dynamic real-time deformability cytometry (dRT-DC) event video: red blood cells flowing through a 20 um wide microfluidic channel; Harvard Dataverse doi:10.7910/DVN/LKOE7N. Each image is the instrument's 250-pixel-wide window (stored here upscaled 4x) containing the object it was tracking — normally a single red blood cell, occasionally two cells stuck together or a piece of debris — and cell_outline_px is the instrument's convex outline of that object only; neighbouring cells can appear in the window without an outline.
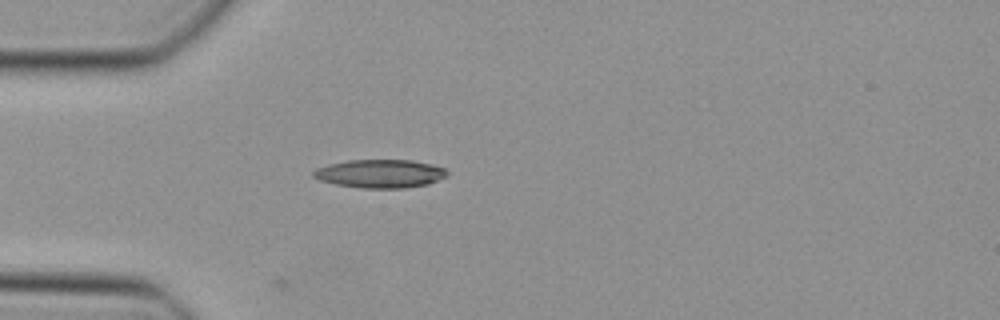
{"species": "Egyptian fruit bat (a non-hibernating species)", "species_latin": "Rousettus aegyptiacus", "temperature_condition": "cold", "stored_images_in_passage": 29, "camera_frame_rate_fps": 3000, "um_per_image_px": 0.085, "animal": {"sex": "female"}, "frame": {"image": 1, "passage_image": 7, "time_ms": 2.0, "image_size_px": [1000, 320], "cell_outline_px": [[448, 176], [428, 184], [404, 188], [360, 188], [336, 184], [320, 180], [312, 176], [312, 172], [316, 168], [328, 164], [348, 160], [412, 160], [432, 164], [444, 168], [448, 172]], "centroid_in_image_um": [32.31, 14.76], "position_along_channel_um": 52.7, "area_um2": 22.2}}
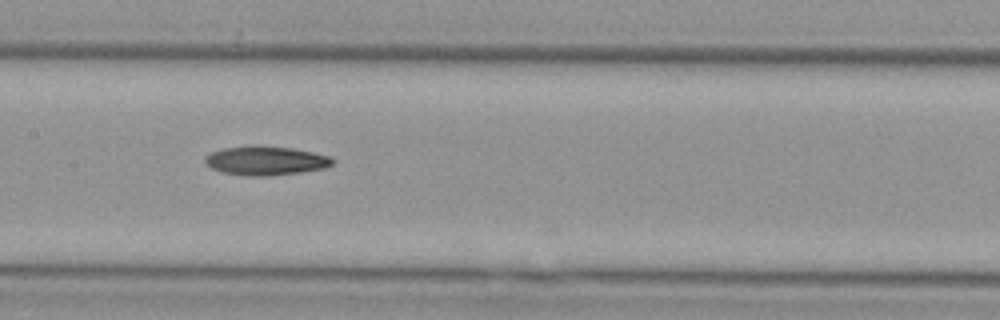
{"frame": {"image": 2, "passage_image": 17, "time_ms": 5.333, "image_size_px": [1000, 320], "cell_outline_px": [[336, 160], [332, 164], [324, 168], [300, 172], [268, 176], [248, 176], [224, 172], [212, 168], [204, 160], [212, 152], [224, 148], [252, 144], [260, 144], [292, 148], [312, 152], [328, 156]], "centroid_in_image_um": [22.61, 13.63], "position_along_channel_um": 184.8, "area_um2": 21.56}}
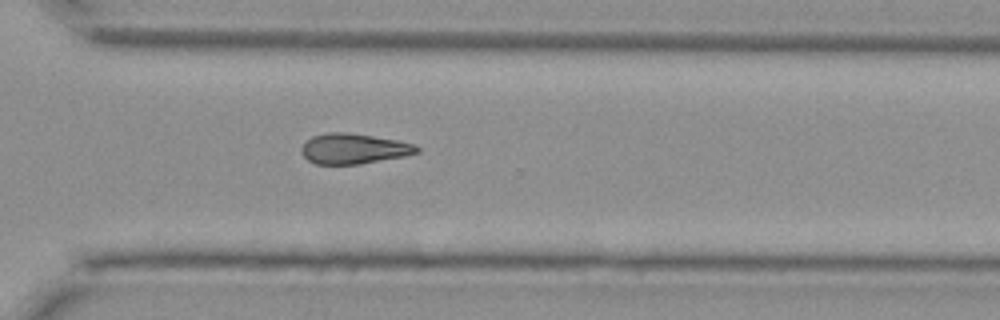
{"frame": {"image": 3, "passage_image": 28, "time_ms": 9.0, "image_size_px": [1000, 320], "cell_outline_px": [[420, 152], [404, 156], [360, 164], [316, 164], [308, 160], [300, 152], [300, 148], [312, 136], [328, 132], [344, 132], [372, 136], [396, 140], [412, 144], [420, 148]], "centroid_in_image_um": [30.04, 12.64], "position_along_channel_um": 340.6, "area_um2": 20.23}}